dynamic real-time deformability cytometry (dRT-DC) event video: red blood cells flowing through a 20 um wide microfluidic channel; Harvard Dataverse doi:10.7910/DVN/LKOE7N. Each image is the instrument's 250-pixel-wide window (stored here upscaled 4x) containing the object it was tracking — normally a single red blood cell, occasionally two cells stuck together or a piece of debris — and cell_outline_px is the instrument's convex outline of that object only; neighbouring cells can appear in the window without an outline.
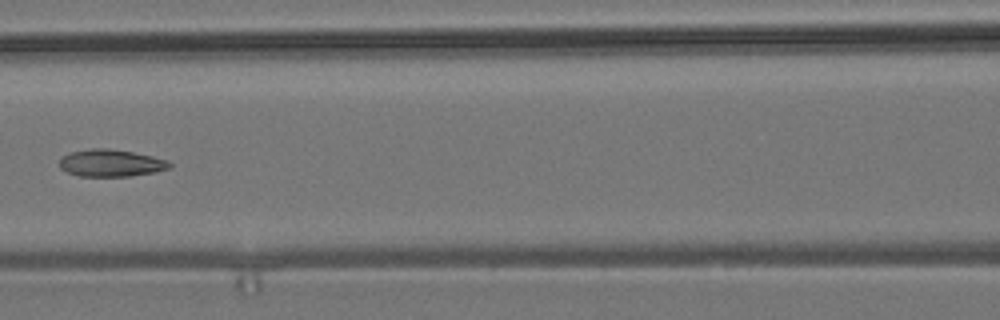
{"species": "common noctule bat (a hibernating species)", "species_latin": "Nyctalus noctula", "temperature_condition": "room temperature", "stored_images_in_passage": 5, "camera_frame_rate_fps": 3000, "um_per_image_px": 0.085, "animal": {"sex": "male", "body_mass_g": 19.2, "forearm_length_mm": 51.8}, "frame": {"image": 1, "passage_image": 5, "time_ms": 4.667, "image_size_px": [1000, 320], "cell_outline_px": [[172, 164], [168, 168], [156, 172], [132, 176], [80, 176], [68, 172], [60, 168], [60, 160], [64, 156], [72, 152], [92, 148], [108, 148], [132, 152], [152, 156], [168, 160]], "centroid_in_image_um": [9.46, 13.86], "position_along_channel_um": 157.1, "area_um2": 17.28}}